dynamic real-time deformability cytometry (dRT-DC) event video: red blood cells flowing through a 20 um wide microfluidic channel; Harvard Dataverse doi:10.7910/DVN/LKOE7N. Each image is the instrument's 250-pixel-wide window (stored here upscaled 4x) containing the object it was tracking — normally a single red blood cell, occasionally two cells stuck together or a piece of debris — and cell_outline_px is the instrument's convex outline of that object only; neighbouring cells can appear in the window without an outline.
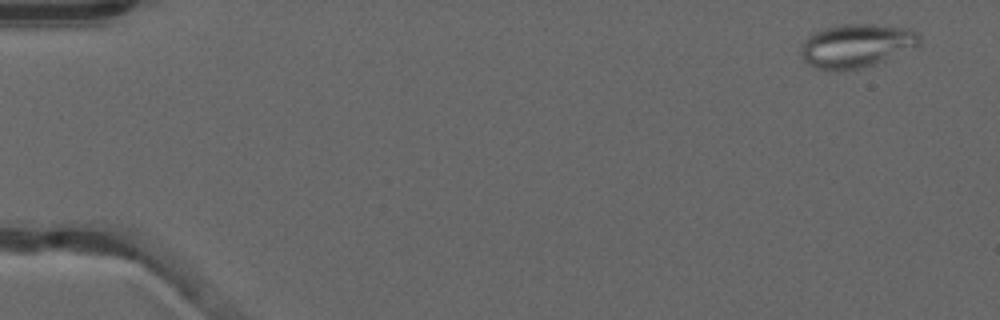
{"species": "common noctule bat (a hibernating species)", "species_latin": "Nyctalus noctula", "temperature_condition": "warm", "stored_images_in_passage": 52, "camera_frame_rate_fps": 3000, "um_per_image_px": 0.085, "animal": {"sex": "male", "forearm_length_mm": 52.5}, "frame": {"image": 1, "passage_image": 3, "time_ms": 0.667, "image_size_px": [1000, 320], "cell_outline_px": [[920, 44], [916, 48], [876, 64], [860, 68], [816, 68], [808, 64], [804, 60], [800, 52], [804, 40], [812, 32], [824, 28], [844, 24], [872, 24], [908, 28], [916, 32], [920, 36]], "centroid_in_image_um": [72.83, 3.85], "position_along_channel_um": 12.2, "area_um2": 29.88}}
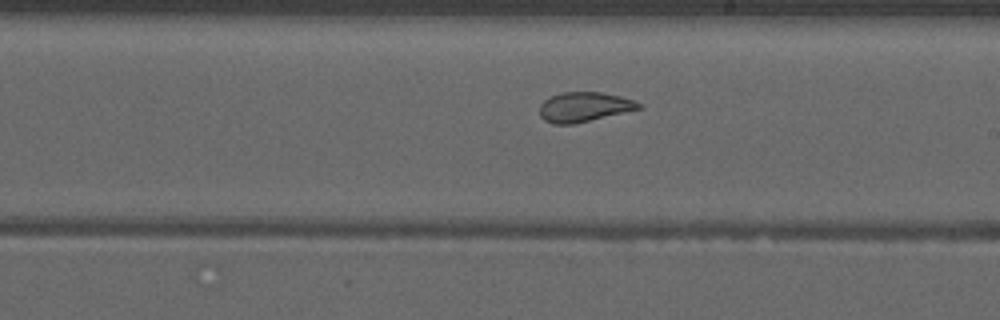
{"frame": {"image": 2, "passage_image": 31, "time_ms": 10.0, "image_size_px": [1000, 320], "cell_outline_px": [[640, 108], [572, 124], [552, 124], [544, 120], [540, 116], [540, 104], [544, 100], [560, 92], [600, 92], [620, 96], [632, 100], [640, 104]], "centroid_in_image_um": [49.57, 9.08], "position_along_channel_um": 239.4, "area_um2": 16.76}}
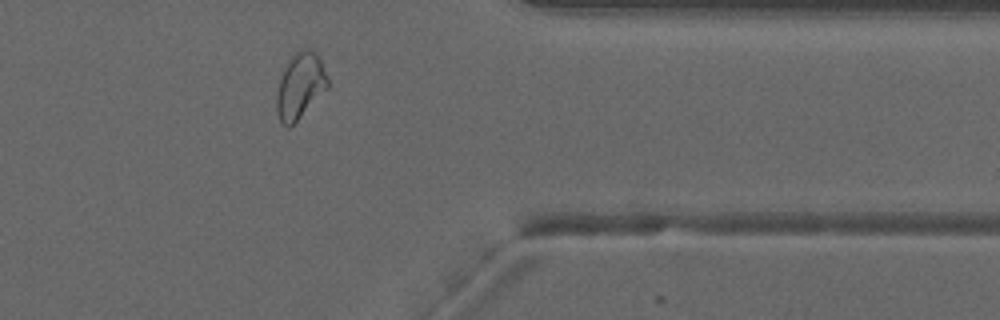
{"frame": {"image": 3, "passage_image": 43, "time_ms": 14.0, "image_size_px": [1000, 320], "cell_outline_px": [[328, 88], [288, 128], [280, 120], [276, 112], [276, 96], [280, 80], [284, 68], [292, 52], [300, 48], [308, 48], [320, 56], [328, 76]], "centroid_in_image_um": [25.52, 7.22], "position_along_channel_um": 385.9, "area_um2": 19.59}, "authors_computed_cell_mechanics": {"area_um2": 21.9351, "velocity_mm_per_s": 3.9469, "shape_relaxation_time_tau1_ms": null, "shape_relaxation_time_tau2_ms": 1.0025, "deformation_change_tau1": null, "deformation_change_tau2": 0.0787}}